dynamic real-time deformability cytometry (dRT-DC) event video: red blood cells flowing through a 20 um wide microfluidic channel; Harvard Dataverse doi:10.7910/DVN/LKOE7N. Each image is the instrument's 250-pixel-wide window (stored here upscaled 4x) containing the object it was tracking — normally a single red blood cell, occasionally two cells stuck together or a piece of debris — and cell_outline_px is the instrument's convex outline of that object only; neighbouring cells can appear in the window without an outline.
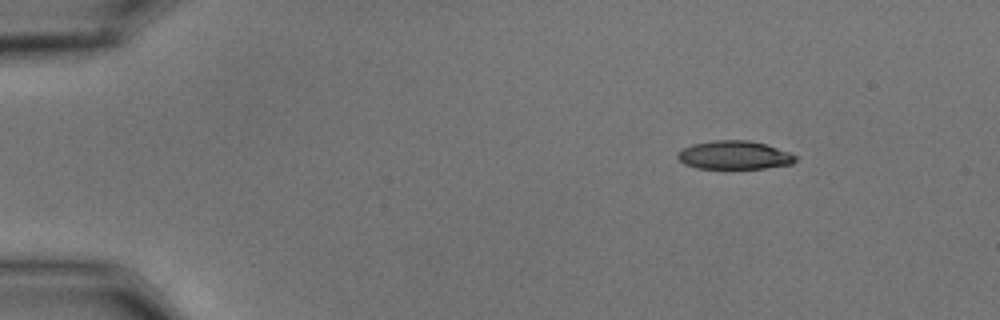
{"species": "common noctule bat (a hibernating species)", "species_latin": "Nyctalus noctula", "temperature_condition": "cold", "stored_images_in_passage": 49, "camera_frame_rate_fps": 3000, "um_per_image_px": 0.085, "animal": {"sex": "male", "body_mass_g": 15.6}, "frame": {"image": 1, "passage_image": 1, "time_ms": 0.0, "image_size_px": [1000, 320], "cell_outline_px": [[796, 160], [792, 164], [764, 168], [696, 168], [684, 164], [676, 156], [676, 152], [680, 148], [692, 144], [712, 140], [748, 140], [764, 144], [788, 152], [796, 156]], "centroid_in_image_um": [62.34, 13.18], "position_along_channel_um": 22.7, "area_um2": 19.54}}
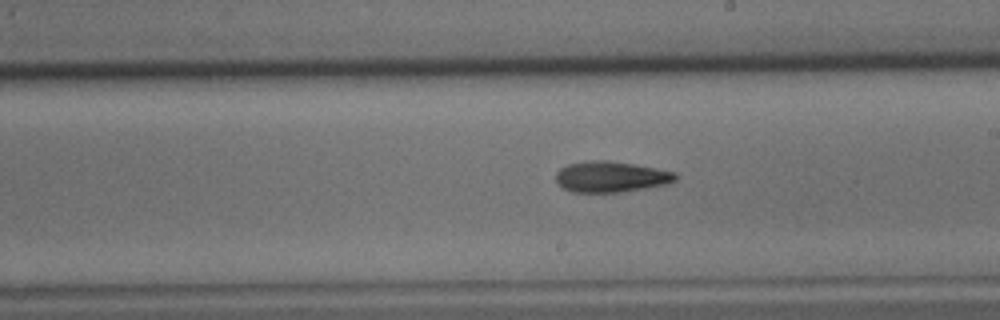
{"frame": {"image": 2, "passage_image": 26, "time_ms": 8.333, "image_size_px": [1000, 320], "cell_outline_px": [[676, 180], [664, 184], [644, 188], [620, 192], [572, 192], [560, 188], [556, 180], [556, 172], [560, 168], [568, 164], [592, 160], [608, 160], [632, 164], [676, 172]], "centroid_in_image_um": [51.86, 15.03], "position_along_channel_um": 237.1, "area_um2": 21.39}}
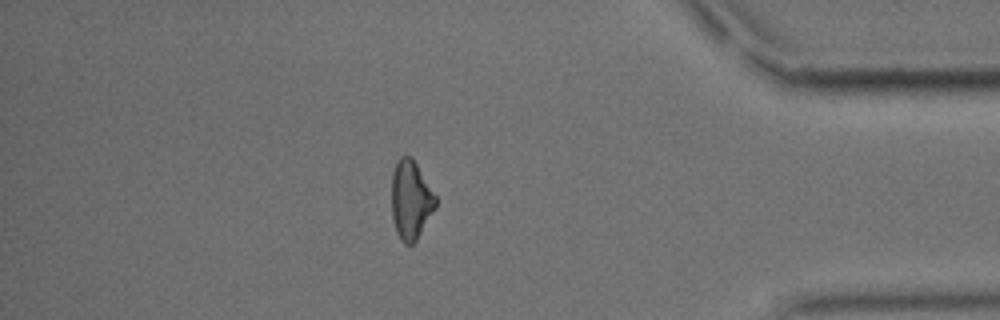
{"frame": {"image": 3, "passage_image": 42, "time_ms": 13.667, "image_size_px": [1000, 320], "cell_outline_px": [[436, 208], [416, 240], [412, 244], [404, 244], [400, 240], [396, 232], [392, 216], [392, 172], [396, 160], [400, 156], [412, 156], [436, 196]], "centroid_in_image_um": [34.91, 16.98], "position_along_channel_um": 400.3, "area_um2": 20.35}, "authors_computed_cell_mechanics": {"area_um2": 20.9236, "velocity_mm_per_s": 3.6285, "shape_relaxation_time_tau1_ms": 5.1177, "shape_relaxation_time_tau2_ms": null, "deformation_change_tau1": 0.1633, "deformation_change_tau2": null}}